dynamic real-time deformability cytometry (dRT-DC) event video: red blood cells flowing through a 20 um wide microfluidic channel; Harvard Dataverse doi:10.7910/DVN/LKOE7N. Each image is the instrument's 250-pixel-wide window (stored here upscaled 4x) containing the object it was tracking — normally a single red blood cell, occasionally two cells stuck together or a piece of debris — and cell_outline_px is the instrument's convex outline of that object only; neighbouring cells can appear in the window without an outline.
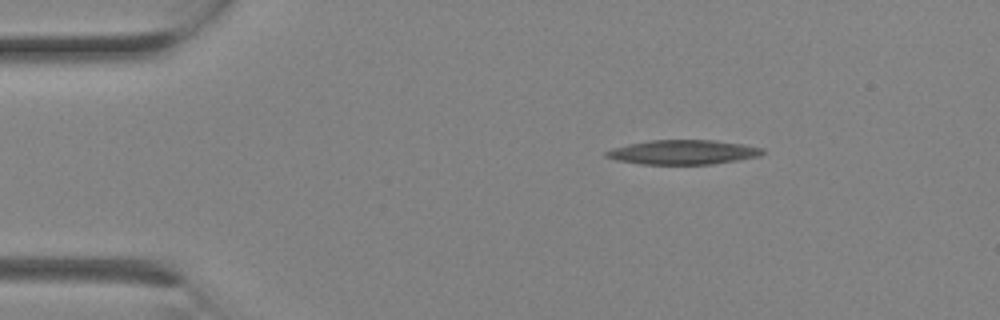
{"species": "Egyptian fruit bat (a non-hibernating species)", "species_latin": "Rousettus aegyptiacus", "temperature_condition": "room temperature", "stored_images_in_passage": 3, "camera_frame_rate_fps": 3000, "um_per_image_px": 0.085, "animal": {"sex": "female"}, "frame": {"image": 1, "passage_image": 1, "time_ms": 0.0, "image_size_px": [1000, 320], "cell_outline_px": [[764, 152], [760, 156], [740, 160], [712, 164], [640, 164], [616, 160], [604, 156], [604, 152], [612, 148], [628, 144], [652, 140], [712, 140], [744, 144], [764, 148]], "centroid_in_image_um": [58.07, 12.94], "position_along_channel_um": 26.9, "area_um2": 22.37}}